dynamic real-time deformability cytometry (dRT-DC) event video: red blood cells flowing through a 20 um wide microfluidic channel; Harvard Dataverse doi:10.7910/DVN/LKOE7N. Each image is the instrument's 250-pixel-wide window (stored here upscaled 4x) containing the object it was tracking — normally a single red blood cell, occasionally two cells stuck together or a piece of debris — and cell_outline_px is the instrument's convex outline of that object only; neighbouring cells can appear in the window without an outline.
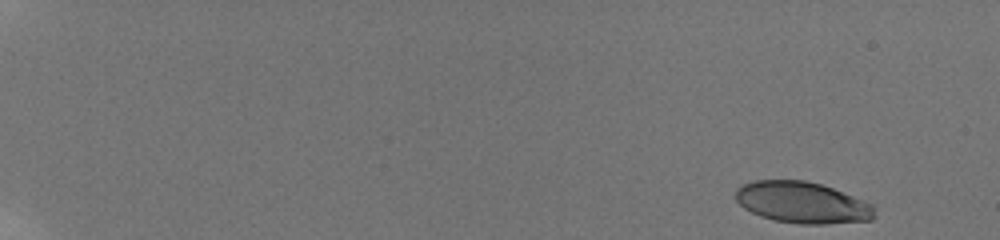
{"species": "human", "species_latin": "Homo sapiens", "temperature_condition": "room temperature", "stored_images_in_passage": 9, "camera_frame_rate_fps": 3000, "um_per_image_px": 0.085, "donor": {"sex": "male"}, "frame": {"image": 1, "passage_image": 1, "time_ms": 0.0, "image_size_px": [1000, 240], "cell_outline_px": [[876, 216], [872, 220], [824, 224], [800, 224], [772, 220], [760, 216], [744, 208], [736, 200], [736, 188], [752, 180], [804, 180], [820, 184], [832, 188], [864, 200], [872, 204], [876, 208]], "centroid_in_image_um": [68.21, 17.22], "position_along_channel_um": 16.8, "area_um2": 33.7}}
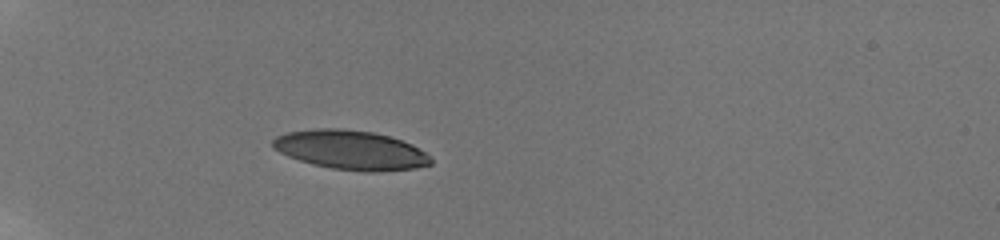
{"frame": {"image": 2, "passage_image": 7, "time_ms": 5.333, "image_size_px": [1000, 240], "cell_outline_px": [[432, 164], [416, 168], [376, 172], [368, 172], [332, 168], [312, 164], [288, 156], [272, 148], [272, 140], [276, 136], [288, 132], [316, 128], [344, 128], [372, 132], [388, 136], [412, 144], [424, 152], [432, 160]], "centroid_in_image_um": [29.79, 12.75], "position_along_channel_um": 55.2, "area_um2": 36.07}}